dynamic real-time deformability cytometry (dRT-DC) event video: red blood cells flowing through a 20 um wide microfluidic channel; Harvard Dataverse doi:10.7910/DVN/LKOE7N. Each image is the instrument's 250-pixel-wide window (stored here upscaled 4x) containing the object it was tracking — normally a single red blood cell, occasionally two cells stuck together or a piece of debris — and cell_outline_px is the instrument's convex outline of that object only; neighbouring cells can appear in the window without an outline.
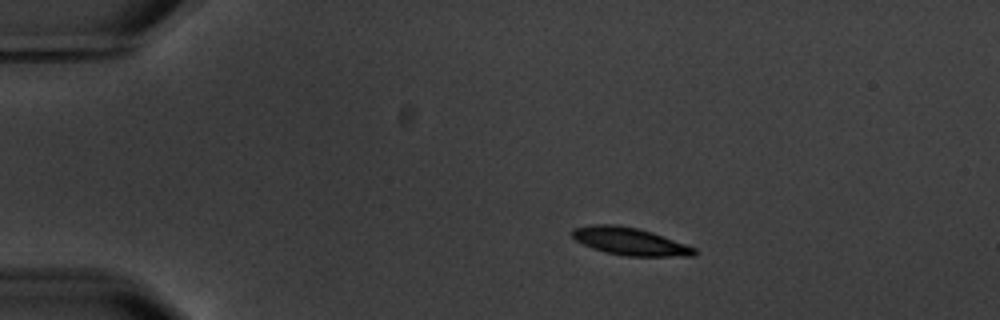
{"species": "common noctule bat (a hibernating species)", "species_latin": "Nyctalus noctula", "temperature_condition": "warm", "stored_images_in_passage": 4, "camera_frame_rate_fps": 3000, "um_per_image_px": 0.085, "animal": {"sex": "male", "body_mass_g": 20.1, "forearm_length_mm": 53.5}, "frame": {"image": 1, "passage_image": 2, "time_ms": 1.333, "image_size_px": [1000, 320], "cell_outline_px": [[696, 256], [624, 256], [604, 252], [592, 248], [576, 240], [572, 236], [572, 228], [592, 224], [616, 224], [636, 228], [652, 232], [696, 248]], "centroid_in_image_um": [53.52, 20.52], "position_along_channel_um": 31.5, "area_um2": 19.59}}